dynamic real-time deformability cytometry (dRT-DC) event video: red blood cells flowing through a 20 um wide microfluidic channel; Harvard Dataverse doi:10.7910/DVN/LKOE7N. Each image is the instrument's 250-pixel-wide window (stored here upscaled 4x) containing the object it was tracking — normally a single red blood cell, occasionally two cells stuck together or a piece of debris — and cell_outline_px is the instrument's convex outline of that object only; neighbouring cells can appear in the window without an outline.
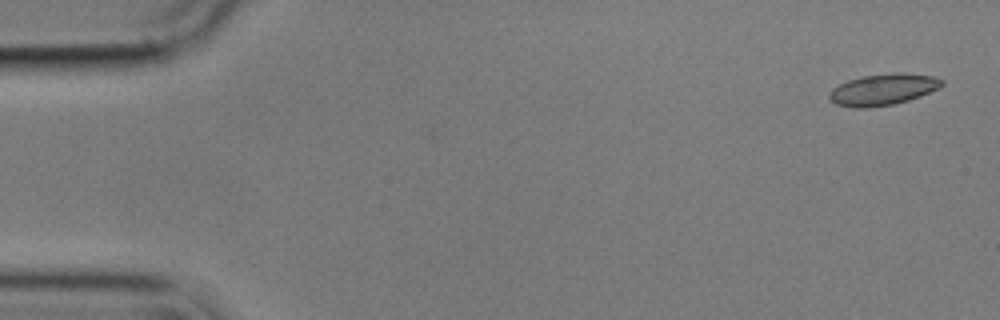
{"species": "common noctule bat (a hibernating species)", "species_latin": "Nyctalus noctula", "temperature_condition": "cold", "stored_images_in_passage": 51, "camera_frame_rate_fps": 3000, "um_per_image_px": 0.085, "animal": {"sex": "male", "body_mass_g": 17.9}, "frame": {"image": 1, "passage_image": 2, "time_ms": 0.333, "image_size_px": [1000, 320], "cell_outline_px": [[944, 84], [920, 96], [908, 100], [892, 104], [868, 108], [852, 108], [836, 104], [828, 100], [828, 92], [832, 88], [848, 80], [864, 76], [896, 72], [900, 72], [932, 76], [944, 80]], "centroid_in_image_um": [75.0, 7.61], "position_along_channel_um": 10.0, "area_um2": 20.52}}
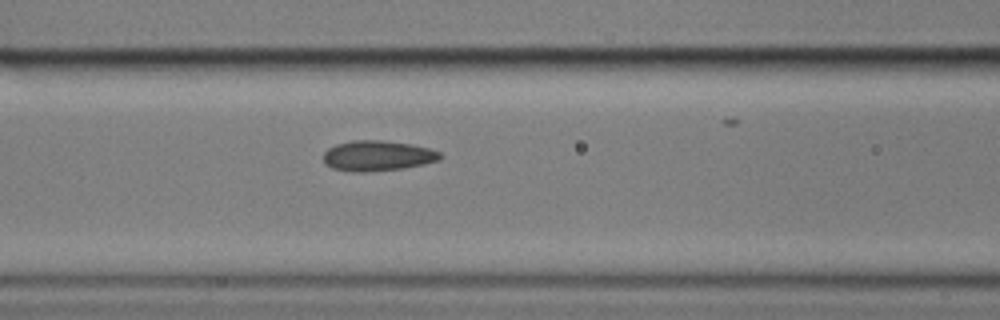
{"frame": {"image": 2, "passage_image": 23, "time_ms": 7.333, "image_size_px": [1000, 320], "cell_outline_px": [[444, 156], [440, 160], [424, 164], [404, 168], [364, 172], [352, 172], [332, 168], [324, 164], [324, 152], [328, 148], [336, 144], [352, 140], [384, 140], [412, 144], [428, 148], [440, 152]], "centroid_in_image_um": [32.1, 13.24], "position_along_channel_um": 134.5, "area_um2": 20.87}}
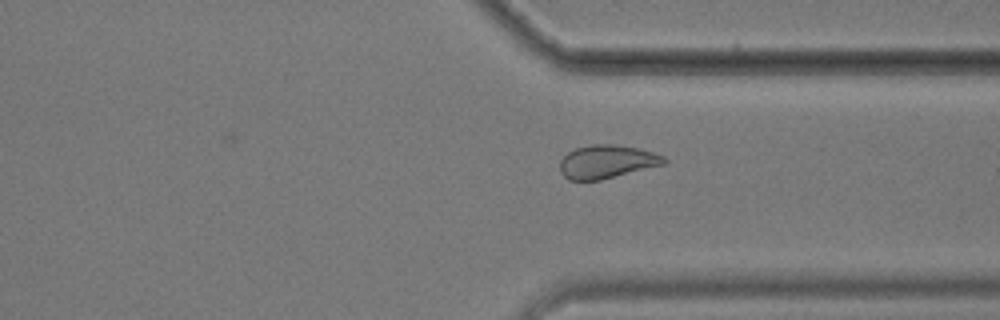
{"frame": {"image": 3, "passage_image": 42, "time_ms": 13.667, "image_size_px": [1000, 320], "cell_outline_px": [[668, 160], [664, 164], [600, 180], [568, 180], [560, 172], [560, 160], [568, 152], [576, 148], [592, 144], [612, 144], [640, 148], [664, 156]], "centroid_in_image_um": [51.57, 13.74], "position_along_channel_um": 359.8, "area_um2": 20.17}, "authors_computed_cell_mechanics": {"area_um2": 20.1722, "velocity_mm_per_s": 3.5592, "shape_relaxation_time_tau1_ms": 7.6031, "shape_relaxation_time_tau2_ms": 2.0568, "deformation_change_tau1": 0.1249, "deformation_change_tau2": 0.0831}}